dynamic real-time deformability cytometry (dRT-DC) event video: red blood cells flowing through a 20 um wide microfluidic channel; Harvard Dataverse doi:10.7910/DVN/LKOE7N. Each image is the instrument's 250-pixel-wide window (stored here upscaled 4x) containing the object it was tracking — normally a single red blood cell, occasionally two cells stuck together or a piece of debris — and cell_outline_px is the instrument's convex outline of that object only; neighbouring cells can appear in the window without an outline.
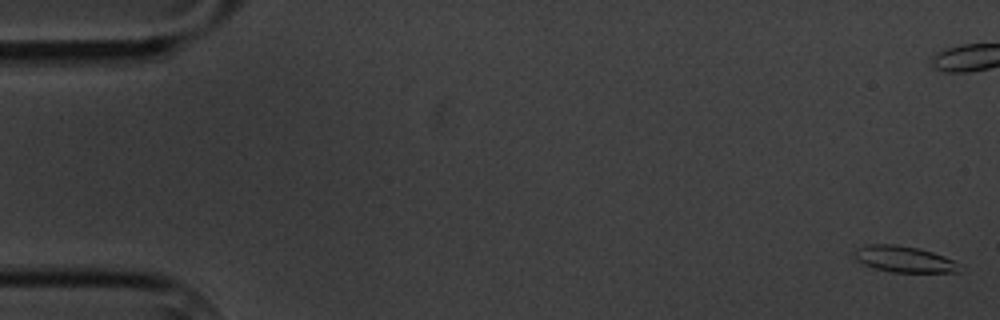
{"species": "common noctule bat (a hibernating species)", "species_latin": "Nyctalus noctula", "temperature_condition": "cold", "stored_images_in_passage": 10, "camera_frame_rate_fps": 3000, "um_per_image_px": 0.085, "animal": {"sex": "male", "body_mass_g": 20.1, "forearm_length_mm": 53.5}, "frame": {"image": 1, "passage_image": 1, "time_ms": 0.0, "image_size_px": [1000, 320], "cell_outline_px": [[960, 272], [892, 272], [876, 268], [864, 264], [856, 260], [852, 252], [856, 248], [868, 244], [896, 244], [920, 248], [944, 256], [952, 260]], "centroid_in_image_um": [76.76, 22.01], "position_along_channel_um": 8.2, "area_um2": 15.9}}
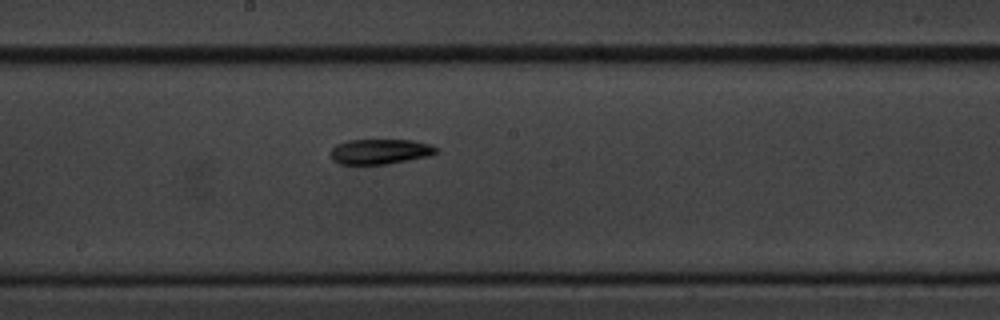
{"frame": {"image": 2, "passage_image": 10, "time_ms": 11.333, "image_size_px": [1000, 320], "cell_outline_px": [[440, 152], [432, 156], [384, 164], [340, 164], [332, 160], [328, 152], [336, 144], [348, 140], [412, 140], [428, 144], [440, 148]], "centroid_in_image_um": [32.32, 12.88], "position_along_channel_um": 215.9, "area_um2": 15.72}}